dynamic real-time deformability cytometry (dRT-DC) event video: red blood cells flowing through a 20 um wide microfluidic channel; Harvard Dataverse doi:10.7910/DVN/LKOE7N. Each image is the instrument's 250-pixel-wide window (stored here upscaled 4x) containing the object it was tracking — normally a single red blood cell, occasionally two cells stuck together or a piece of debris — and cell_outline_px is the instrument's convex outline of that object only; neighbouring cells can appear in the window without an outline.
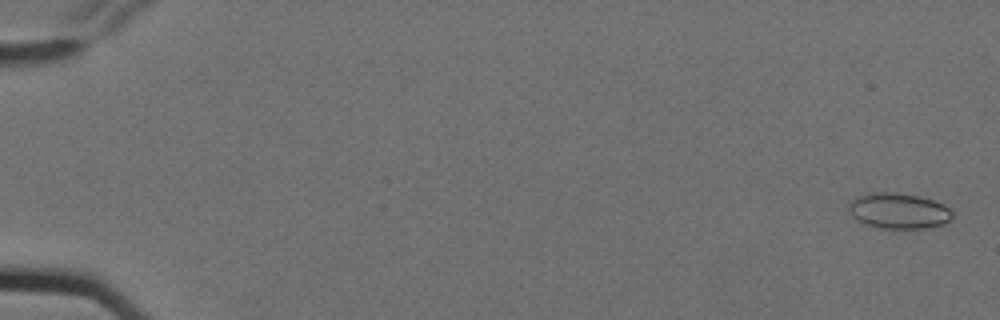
{"species": "Egyptian fruit bat (a non-hibernating species)", "species_latin": "Rousettus aegyptiacus", "temperature_condition": "cold", "stored_images_in_passage": 7, "camera_frame_rate_fps": 3000, "um_per_image_px": 0.085, "animal": {"sex": "female"}, "frame": {"image": 1, "passage_image": 1, "time_ms": 0.0, "image_size_px": [1000, 320], "cell_outline_px": [[956, 216], [944, 224], [924, 228], [880, 228], [864, 224], [856, 220], [848, 212], [848, 204], [856, 196], [868, 192], [896, 192], [920, 196], [944, 204]], "centroid_in_image_um": [76.36, 17.91], "position_along_channel_um": 8.6, "area_um2": 21.91}}
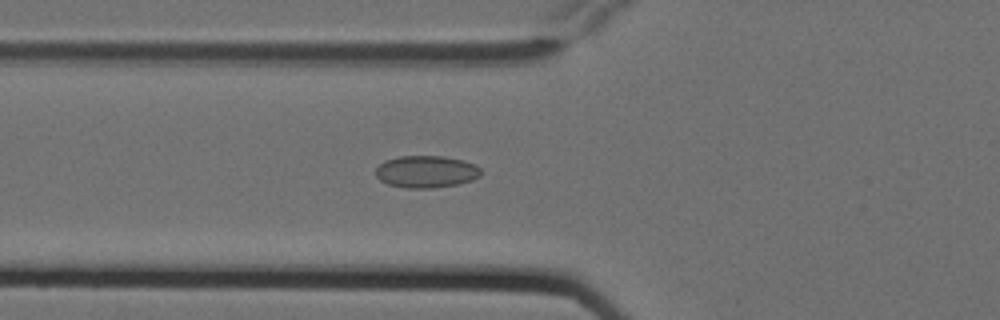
{"frame": {"image": 2, "passage_image": 7, "time_ms": 2.0, "image_size_px": [1000, 320], "cell_outline_px": [[480, 176], [472, 180], [456, 184], [432, 188], [404, 188], [388, 184], [380, 180], [376, 176], [376, 168], [384, 160], [400, 156], [444, 156], [464, 160], [476, 164], [480, 168]], "centroid_in_image_um": [36.22, 14.58], "position_along_channel_um": 89.6, "area_um2": 19.77}}